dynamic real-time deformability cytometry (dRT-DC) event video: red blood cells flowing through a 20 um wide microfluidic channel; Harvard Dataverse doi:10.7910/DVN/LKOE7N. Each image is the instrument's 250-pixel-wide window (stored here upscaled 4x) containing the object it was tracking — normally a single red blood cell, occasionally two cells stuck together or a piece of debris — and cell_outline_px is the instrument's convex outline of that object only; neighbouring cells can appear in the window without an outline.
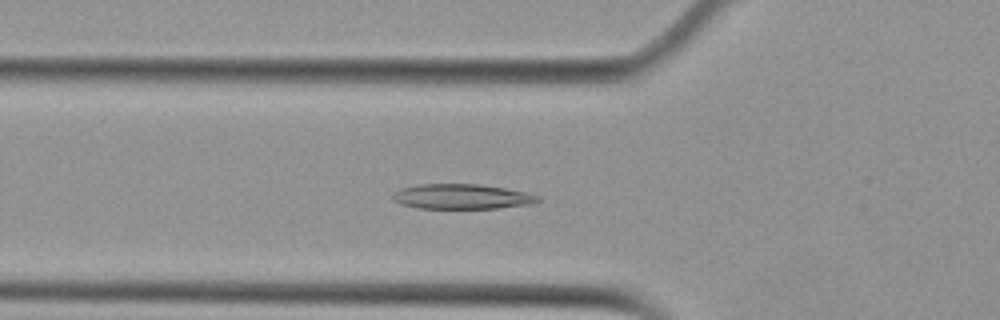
{"species": "Egyptian fruit bat (a non-hibernating species)", "species_latin": "Rousettus aegyptiacus", "temperature_condition": "cold", "stored_images_in_passage": 54, "camera_frame_rate_fps": 3000, "um_per_image_px": 0.085, "animal": {"sex": "female"}, "frame": {"image": 1, "passage_image": 19, "time_ms": 6.0, "image_size_px": [1000, 320], "cell_outline_px": [[540, 200], [532, 204], [496, 208], [416, 208], [400, 204], [392, 200], [392, 192], [400, 188], [420, 184], [480, 184], [528, 192], [540, 196]], "centroid_in_image_um": [39.23, 16.7], "position_along_channel_um": 86.6, "area_um2": 21.33}}
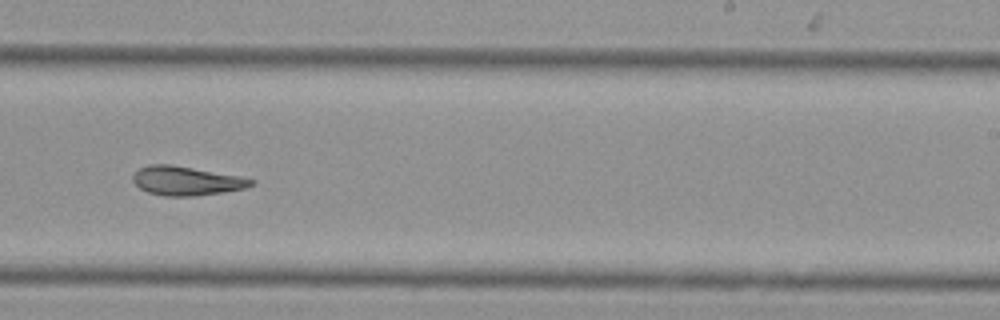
{"frame": {"image": 2, "passage_image": 34, "time_ms": 11.0, "image_size_px": [1000, 320], "cell_outline_px": [[256, 184], [244, 188], [224, 192], [196, 196], [164, 196], [148, 192], [140, 188], [132, 180], [132, 176], [140, 168], [148, 164], [172, 164], [240, 176], [256, 180]], "centroid_in_image_um": [15.86, 15.37], "position_along_channel_um": 273.1, "area_um2": 20.11}}
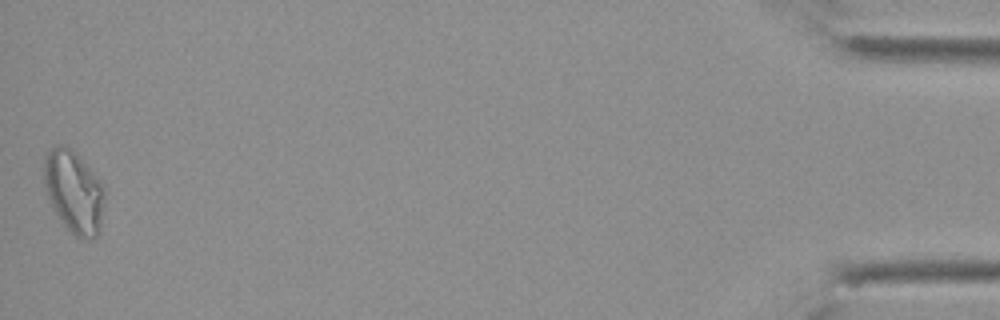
{"frame": {"image": 3, "passage_image": 54, "time_ms": 17.667, "image_size_px": [1000, 320], "cell_outline_px": [[104, 204], [100, 232], [92, 240], [80, 240], [72, 236], [52, 208], [48, 200], [44, 188], [44, 156], [56, 144], [64, 144], [72, 148], [80, 156], [100, 180], [104, 192]], "centroid_in_image_um": [6.27, 16.33], "position_along_channel_um": 428.9, "area_um2": 29.88}, "authors_computed_cell_mechanics": {"area_um2": 21.7328, "velocity_mm_per_s": 3.7303, "shape_relaxation_time_tau1_ms": null, "shape_relaxation_time_tau2_ms": 8.6808, "deformation_change_tau1": null, "deformation_change_tau2": 0.1581}}